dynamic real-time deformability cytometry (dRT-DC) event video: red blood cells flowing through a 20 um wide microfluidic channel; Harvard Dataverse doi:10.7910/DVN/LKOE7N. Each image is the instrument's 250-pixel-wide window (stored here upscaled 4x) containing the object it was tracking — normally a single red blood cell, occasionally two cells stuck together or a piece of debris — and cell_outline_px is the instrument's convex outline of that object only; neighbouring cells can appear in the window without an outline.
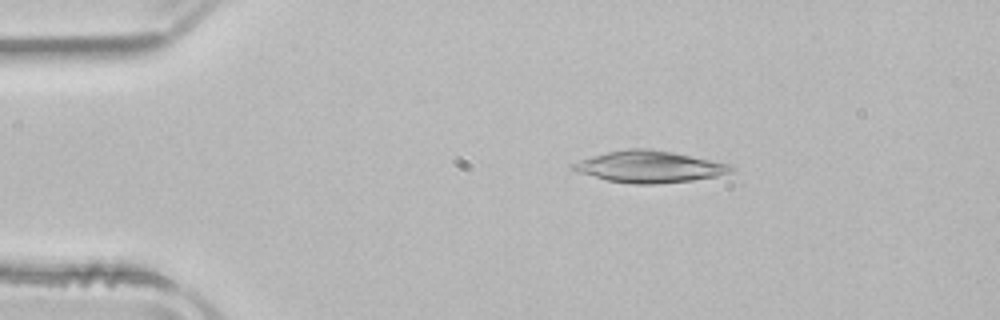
{"species": "common noctule bat (a hibernating species)", "species_latin": "Nyctalus noctula", "temperature_condition": "room temperature", "stored_images_in_passage": 43, "camera_frame_rate_fps": 3000, "um_per_image_px": 0.085, "animal": {"sex": "male", "body_mass_g": 21.5, "forearm_length_mm": 52.0}, "frame": {"image": 1, "passage_image": 1, "time_ms": 0.0, "image_size_px": [1000, 320], "cell_outline_px": [[736, 168], [732, 172], [716, 176], [692, 180], [656, 184], [632, 184], [608, 180], [576, 172], [568, 168], [572, 164], [580, 160], [592, 156], [608, 152], [628, 148], [648, 148], [672, 152], [732, 164]], "centroid_in_image_um": [55.2, 14.17], "position_along_channel_um": 29.8, "area_um2": 29.19}}
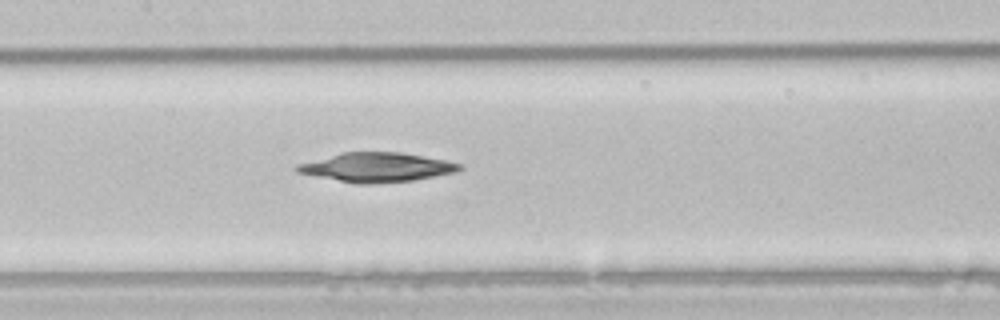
{"frame": {"image": 2, "passage_image": 16, "time_ms": 5.0, "image_size_px": [1000, 320], "cell_outline_px": [[464, 168], [456, 172], [436, 176], [412, 180], [372, 184], [356, 184], [296, 172], [292, 168], [296, 164], [344, 152], [400, 152], [448, 160], [464, 164]], "centroid_in_image_um": [32.05, 14.22], "position_along_channel_um": 175.3, "area_um2": 27.86}}
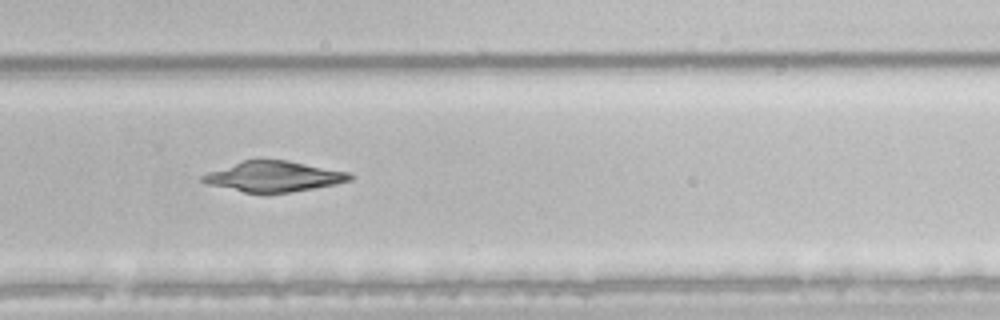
{"frame": {"image": 3, "passage_image": 26, "time_ms": 8.333, "image_size_px": [1000, 320], "cell_outline_px": [[356, 176], [352, 180], [336, 184], [288, 192], [244, 192], [204, 184], [200, 180], [200, 176], [208, 172], [244, 160], [260, 156], [288, 160], [352, 172]], "centroid_in_image_um": [23.28, 14.96], "position_along_channel_um": 306.5, "area_um2": 26.76}, "authors_computed_cell_mechanics": {"area_um2": 28.3798, "velocity_mm_per_s": 3.96, "shape_relaxation_time_tau1_ms": 7.0914, "shape_relaxation_time_tau2_ms": null, "deformation_change_tau1": 0.1362, "deformation_change_tau2": null}}